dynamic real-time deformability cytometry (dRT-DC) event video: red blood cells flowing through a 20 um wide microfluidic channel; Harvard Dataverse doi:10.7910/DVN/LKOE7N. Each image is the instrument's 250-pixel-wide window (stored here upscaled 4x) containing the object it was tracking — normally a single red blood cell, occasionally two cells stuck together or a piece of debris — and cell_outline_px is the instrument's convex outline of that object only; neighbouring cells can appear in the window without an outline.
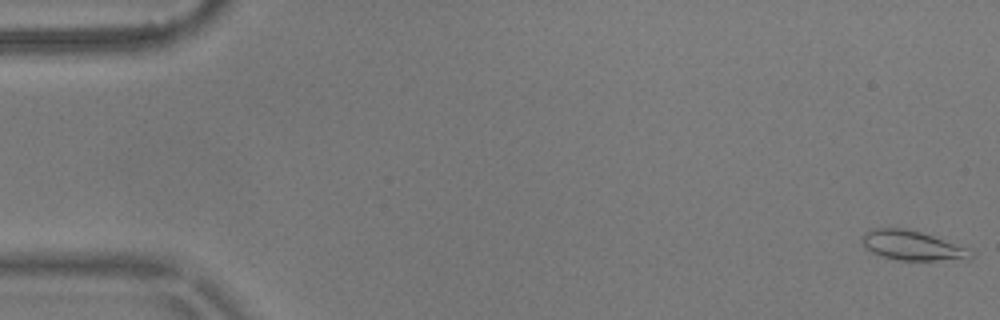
{"species": "common noctule bat (a hibernating species)", "species_latin": "Nyctalus noctula", "temperature_condition": "warm", "stored_images_in_passage": 6, "camera_frame_rate_fps": 3000, "um_per_image_px": 0.085, "animal": {"sex": "male", "body_mass_g": 17.9}, "frame": {"image": 1, "passage_image": 1, "time_ms": 0.0, "image_size_px": [1000, 320], "cell_outline_px": [[972, 256], [936, 260], [900, 260], [884, 256], [872, 252], [860, 240], [864, 232], [872, 228], [904, 228], [920, 232], [932, 236], [964, 248], [972, 252]], "centroid_in_image_um": [77.39, 20.84], "position_along_channel_um": 7.6, "area_um2": 17.8}}
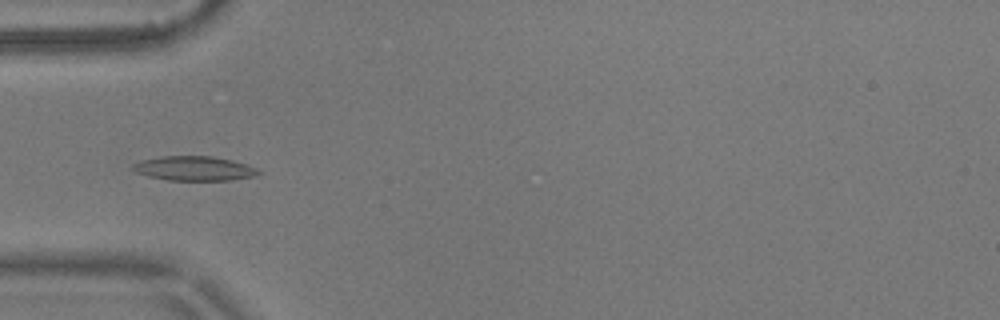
{"frame": {"image": 2, "passage_image": 5, "time_ms": 1.333, "image_size_px": [1000, 320], "cell_outline_px": [[264, 172], [256, 176], [228, 180], [168, 180], [148, 176], [136, 172], [132, 168], [132, 164], [140, 160], [160, 156], [212, 156], [244, 164], [256, 168]], "centroid_in_image_um": [16.48, 14.32], "position_along_channel_um": 68.5, "area_um2": 17.8}}